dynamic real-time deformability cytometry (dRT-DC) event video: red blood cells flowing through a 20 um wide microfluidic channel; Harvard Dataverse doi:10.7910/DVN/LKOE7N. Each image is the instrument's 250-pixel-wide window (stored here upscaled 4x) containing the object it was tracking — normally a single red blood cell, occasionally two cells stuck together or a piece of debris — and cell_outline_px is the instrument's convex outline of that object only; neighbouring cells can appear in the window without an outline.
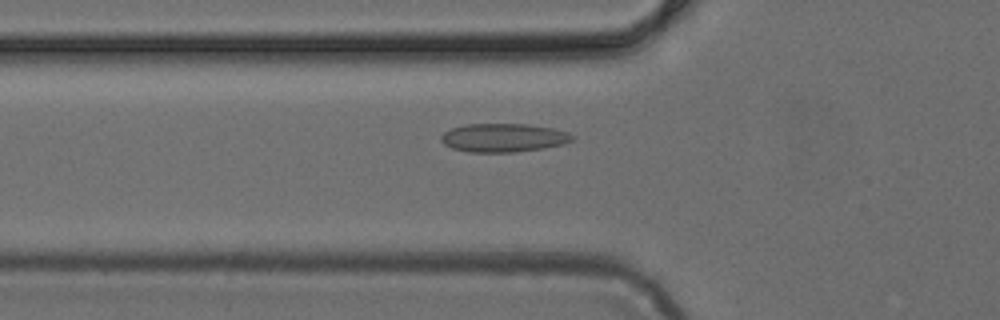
{"species": "common noctule bat (a hibernating species)", "species_latin": "Nyctalus noctula", "temperature_condition": "cold", "stored_images_in_passage": 34, "camera_frame_rate_fps": 3000, "um_per_image_px": 0.085, "animal": {"sex": "female", "body_mass_g": 24.6, "forearm_length_mm": 56.2}, "frame": {"image": 1, "passage_image": 9, "time_ms": 2.667, "image_size_px": [1000, 320], "cell_outline_px": [[576, 136], [572, 140], [564, 144], [544, 148], [512, 152], [468, 152], [452, 148], [444, 144], [440, 140], [440, 136], [444, 132], [452, 128], [468, 124], [528, 124], [552, 128], [568, 132]], "centroid_in_image_um": [42.8, 11.71], "position_along_channel_um": 83.0, "area_um2": 21.85}}
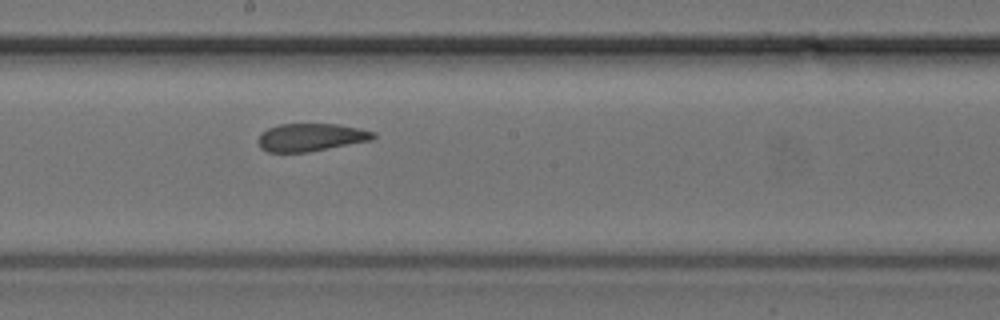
{"frame": {"image": 2, "passage_image": 19, "time_ms": 6.0, "image_size_px": [1000, 320], "cell_outline_px": [[376, 136], [372, 140], [308, 152], [268, 152], [260, 148], [256, 140], [260, 132], [268, 128], [280, 124], [336, 124], [360, 128], [376, 132]], "centroid_in_image_um": [26.39, 11.67], "position_along_channel_um": 221.8, "area_um2": 18.84}}
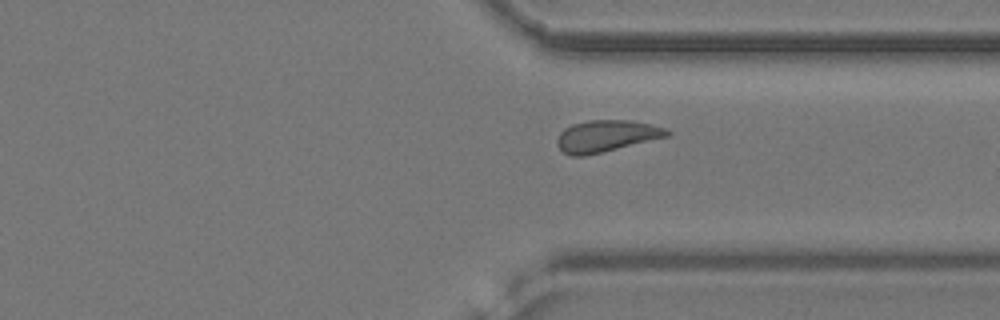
{"frame": {"image": 3, "passage_image": 29, "time_ms": 9.333, "image_size_px": [1000, 320], "cell_outline_px": [[672, 132], [668, 136], [584, 156], [572, 156], [564, 152], [556, 144], [556, 140], [560, 132], [564, 128], [572, 124], [588, 120], [632, 120], [664, 128]], "centroid_in_image_um": [51.49, 11.55], "position_along_channel_um": 359.9, "area_um2": 20.06}}